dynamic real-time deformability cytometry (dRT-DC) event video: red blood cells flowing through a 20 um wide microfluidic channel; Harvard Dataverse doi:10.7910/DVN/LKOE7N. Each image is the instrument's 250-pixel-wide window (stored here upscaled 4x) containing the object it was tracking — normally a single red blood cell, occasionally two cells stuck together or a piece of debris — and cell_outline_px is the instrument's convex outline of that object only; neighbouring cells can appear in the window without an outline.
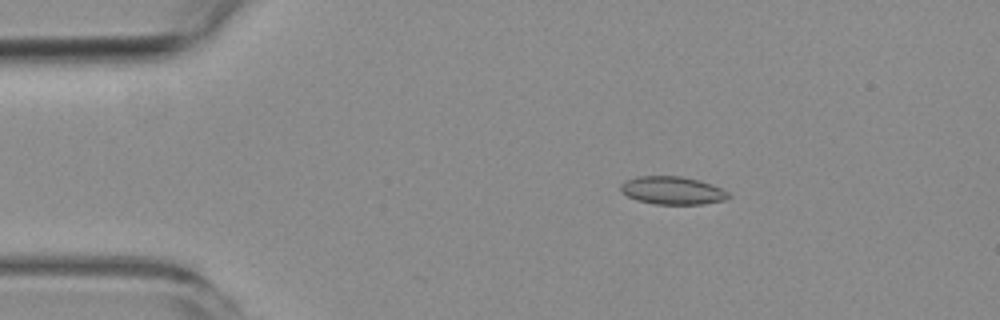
{"species": "common noctule bat (a hibernating species)", "species_latin": "Nyctalus noctula", "temperature_condition": "room temperature", "stored_images_in_passage": 5, "segment_of_instrument_passage": [1, 2], "camera_frame_rate_fps": 3000, "um_per_image_px": 0.085, "animal": {"sex": "female", "body_mass_g": 19.3, "forearm_length_mm": 54.1}, "frame": {"image": 1, "passage_image": 3, "time_ms": 3.0, "image_size_px": [1000, 320], "cell_outline_px": [[732, 196], [724, 200], [704, 204], [656, 204], [636, 200], [620, 192], [620, 184], [624, 180], [636, 176], [680, 176], [700, 180], [712, 184], [728, 192]], "centroid_in_image_um": [57.13, 16.18], "position_along_channel_um": 27.9, "area_um2": 17.74}}